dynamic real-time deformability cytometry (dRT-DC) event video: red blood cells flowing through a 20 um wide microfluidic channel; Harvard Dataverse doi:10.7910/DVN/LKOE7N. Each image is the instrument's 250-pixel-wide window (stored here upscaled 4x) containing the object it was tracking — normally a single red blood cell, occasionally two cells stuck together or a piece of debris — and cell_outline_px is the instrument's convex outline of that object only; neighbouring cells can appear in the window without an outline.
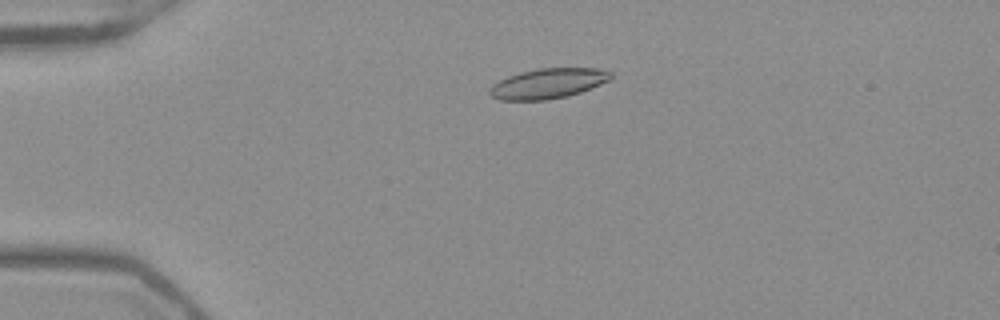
{"species": "Egyptian fruit bat (a non-hibernating species)", "species_latin": "Rousettus aegyptiacus", "temperature_condition": "warm", "stored_images_in_passage": 41, "camera_frame_rate_fps": 3000, "um_per_image_px": 0.085, "frame": {"image": 1, "passage_image": 1, "time_ms": 0.0, "image_size_px": [1000, 320], "cell_outline_px": [[612, 80], [580, 92], [568, 96], [548, 100], [500, 100], [492, 96], [488, 92], [492, 84], [508, 76], [520, 72], [540, 68], [596, 68], [612, 72]], "centroid_in_image_um": [46.6, 7.09], "position_along_channel_um": 38.4, "area_um2": 21.33}}
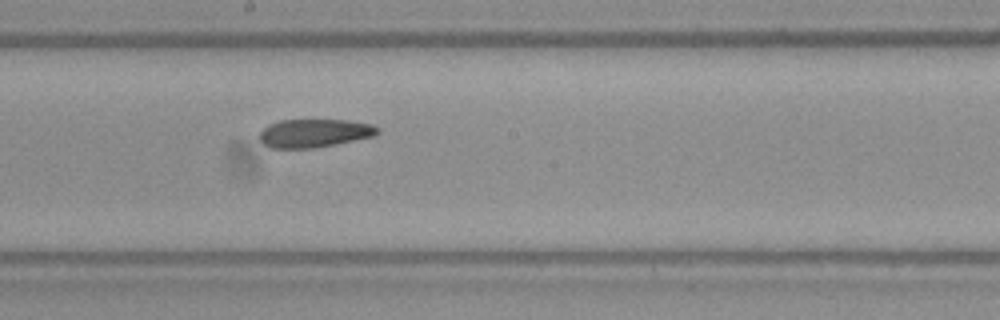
{"frame": {"image": 2, "passage_image": 18, "time_ms": 5.667, "image_size_px": [1000, 320], "cell_outline_px": [[380, 132], [372, 136], [336, 144], [316, 148], [272, 148], [264, 144], [260, 140], [260, 132], [268, 124], [280, 120], [348, 120], [372, 124], [380, 128]], "centroid_in_image_um": [26.72, 11.31], "position_along_channel_um": 221.5, "area_um2": 19.48}}
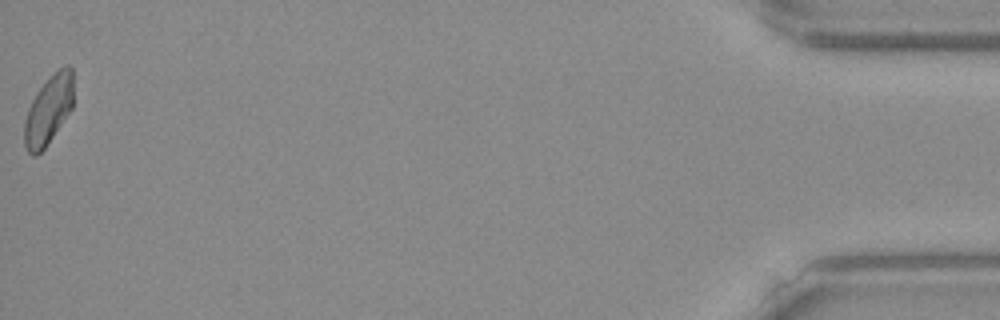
{"frame": {"image": 3, "passage_image": 41, "time_ms": 13.333, "image_size_px": [1000, 320], "cell_outline_px": [[72, 108], [44, 148], [36, 156], [32, 156], [28, 152], [24, 144], [24, 124], [28, 108], [32, 100], [40, 88], [64, 64], [68, 64], [72, 68]], "centroid_in_image_um": [4.11, 9.37], "position_along_channel_um": 431.1, "area_um2": 19.19}, "authors_computed_cell_mechanics": {"area_um2": 20.1722, "velocity_mm_per_s": 3.9371, "shape_relaxation_time_tau1_ms": null, "shape_relaxation_time_tau2_ms": 2.5222, "deformation_change_tau1": null, "deformation_change_tau2": 0.0809}}